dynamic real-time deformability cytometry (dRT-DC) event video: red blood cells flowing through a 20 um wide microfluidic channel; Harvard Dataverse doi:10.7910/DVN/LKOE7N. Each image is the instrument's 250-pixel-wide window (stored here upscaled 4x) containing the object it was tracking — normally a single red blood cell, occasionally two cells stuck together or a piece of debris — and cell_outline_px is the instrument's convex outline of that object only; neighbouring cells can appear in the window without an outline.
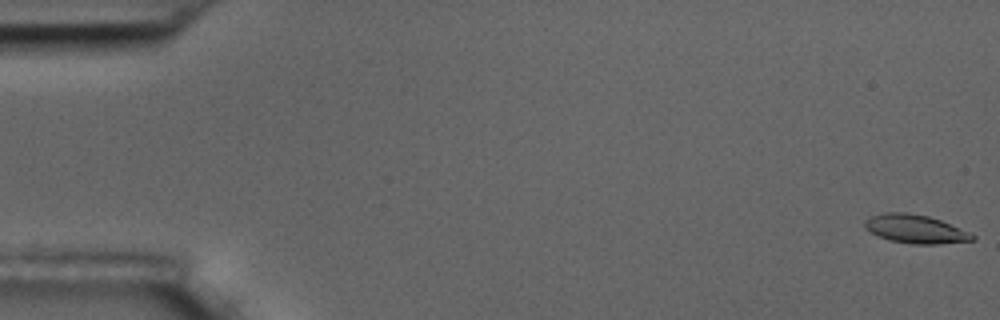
{"species": "common noctule bat (a hibernating species)", "species_latin": "Nyctalus noctula", "temperature_condition": "room temperature", "stored_images_in_passage": 57, "camera_frame_rate_fps": 3000, "um_per_image_px": 0.085, "animal": {"sex": "male", "body_mass_g": 17.5, "forearm_length_mm": 52.3}, "frame": {"image": 1, "passage_image": 1, "time_ms": 0.0, "image_size_px": [1000, 320], "cell_outline_px": [[976, 240], [940, 244], [912, 244], [888, 240], [864, 228], [864, 220], [868, 216], [884, 212], [908, 212], [928, 216], [940, 220], [968, 232], [976, 236]], "centroid_in_image_um": [77.77, 19.46], "position_along_channel_um": 7.2, "area_um2": 17.98}}
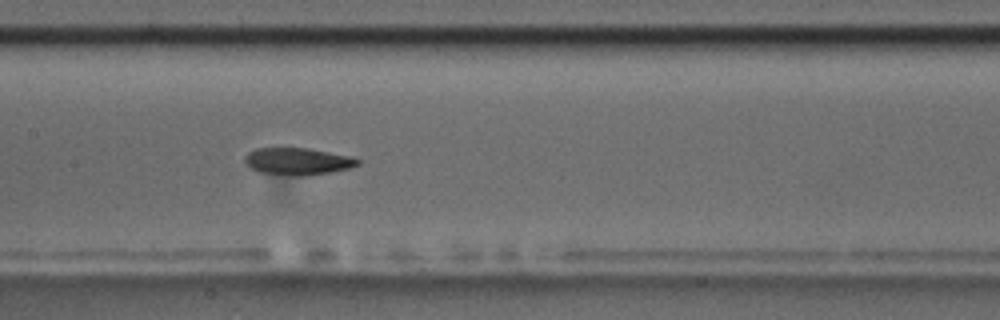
{"frame": {"image": 2, "passage_image": 28, "time_ms": 9.0, "image_size_px": [1000, 320], "cell_outline_px": [[360, 164], [348, 168], [328, 172], [300, 176], [292, 176], [260, 172], [244, 164], [244, 156], [248, 152], [256, 148], [308, 148], [352, 156], [360, 160]], "centroid_in_image_um": [25.27, 13.7], "position_along_channel_um": 182.1, "area_um2": 17.8}}
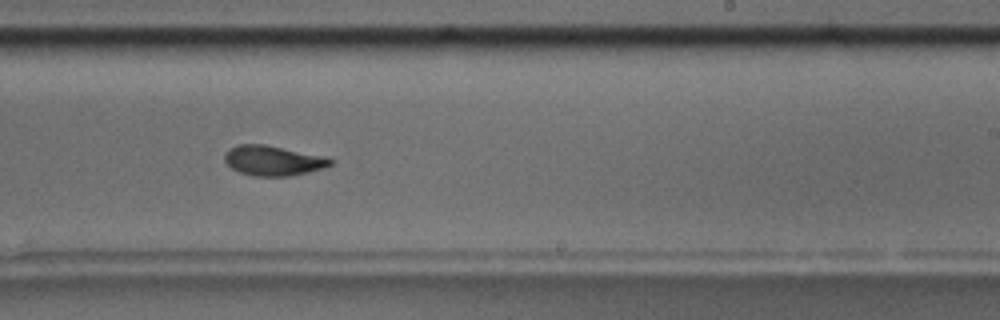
{"frame": {"image": 3, "passage_image": 35, "time_ms": 11.333, "image_size_px": [1000, 320], "cell_outline_px": [[336, 160], [332, 164], [324, 168], [308, 172], [288, 176], [256, 176], [240, 172], [232, 168], [224, 160], [224, 156], [228, 148], [236, 144], [264, 144], [328, 156]], "centroid_in_image_um": [23.26, 13.63], "position_along_channel_um": 265.7, "area_um2": 18.73}, "authors_computed_cell_mechanics": {"area_um2": 18.3804, "velocity_mm_per_s": 3.5973, "shape_relaxation_time_tau1_ms": 6.3608, "shape_relaxation_time_tau2_ms": 4.7091, "deformation_change_tau1": 0.2053, "deformation_change_tau2": 0.102}}